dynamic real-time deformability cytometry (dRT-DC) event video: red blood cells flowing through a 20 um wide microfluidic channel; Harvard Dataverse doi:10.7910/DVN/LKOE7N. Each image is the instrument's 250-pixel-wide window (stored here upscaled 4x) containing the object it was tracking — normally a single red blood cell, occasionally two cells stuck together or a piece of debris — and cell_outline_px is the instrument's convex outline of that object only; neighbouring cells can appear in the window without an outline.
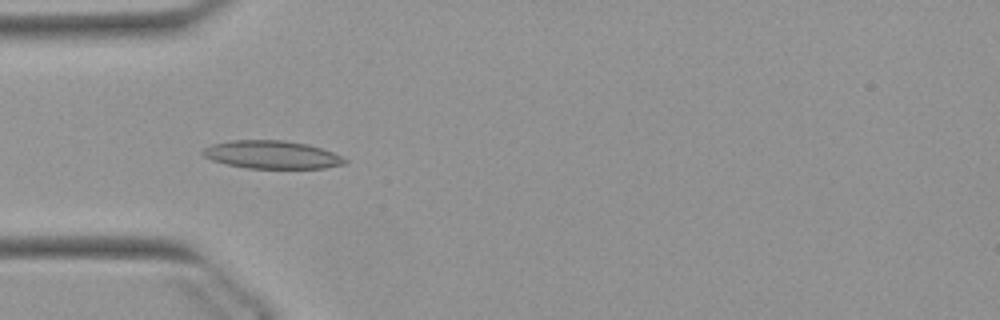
{"species": "Egyptian fruit bat (a non-hibernating species)", "species_latin": "Rousettus aegyptiacus", "temperature_condition": "warm", "stored_images_in_passage": 44, "camera_frame_rate_fps": 3000, "um_per_image_px": 0.085, "animal": {"sex": "female"}, "frame": {"image": 1, "passage_image": 15, "time_ms": 4.667, "image_size_px": [1000, 320], "cell_outline_px": [[348, 160], [344, 164], [324, 168], [248, 168], [228, 164], [212, 160], [204, 156], [200, 152], [204, 148], [212, 144], [228, 140], [284, 140], [308, 144], [332, 152]], "centroid_in_image_um": [23.08, 13.14], "position_along_channel_um": 61.9, "area_um2": 23.06}}
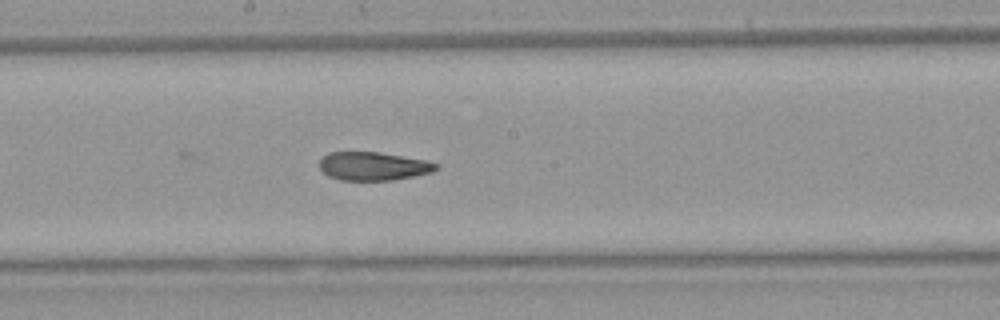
{"frame": {"image": 2, "passage_image": 27, "time_ms": 8.667, "image_size_px": [1000, 320], "cell_outline_px": [[440, 168], [432, 172], [392, 180], [340, 180], [328, 176], [320, 168], [320, 160], [328, 152], [380, 152], [428, 160], [440, 164]], "centroid_in_image_um": [31.77, 14.12], "position_along_channel_um": 216.4, "area_um2": 19.42}}
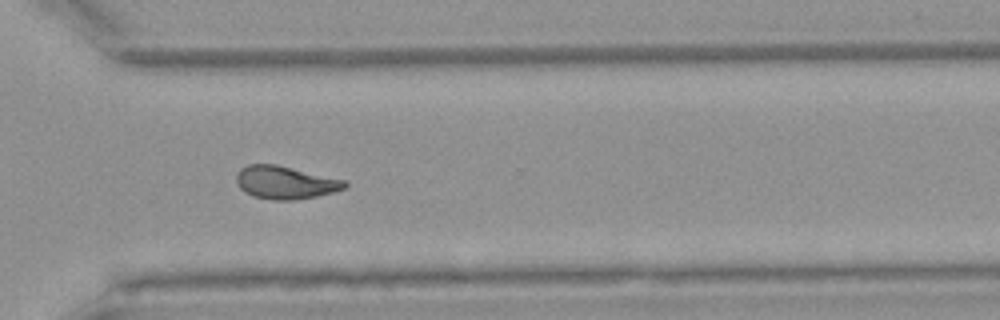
{"frame": {"image": 3, "passage_image": 37, "time_ms": 12.0, "image_size_px": [1000, 320], "cell_outline_px": [[348, 184], [344, 188], [332, 192], [316, 196], [292, 200], [272, 200], [252, 196], [244, 192], [236, 184], [236, 172], [240, 168], [248, 164], [276, 164], [344, 180]], "centroid_in_image_um": [24.18, 15.51], "position_along_channel_um": 346.4, "area_um2": 20.75}, "authors_computed_cell_mechanics": {"area_um2": 20.7502, "velocity_mm_per_s": 3.8974, "shape_relaxation_time_tau1_ms": null, "shape_relaxation_time_tau2_ms": 1.8526, "deformation_change_tau1": null, "deformation_change_tau2": 0.0885}}